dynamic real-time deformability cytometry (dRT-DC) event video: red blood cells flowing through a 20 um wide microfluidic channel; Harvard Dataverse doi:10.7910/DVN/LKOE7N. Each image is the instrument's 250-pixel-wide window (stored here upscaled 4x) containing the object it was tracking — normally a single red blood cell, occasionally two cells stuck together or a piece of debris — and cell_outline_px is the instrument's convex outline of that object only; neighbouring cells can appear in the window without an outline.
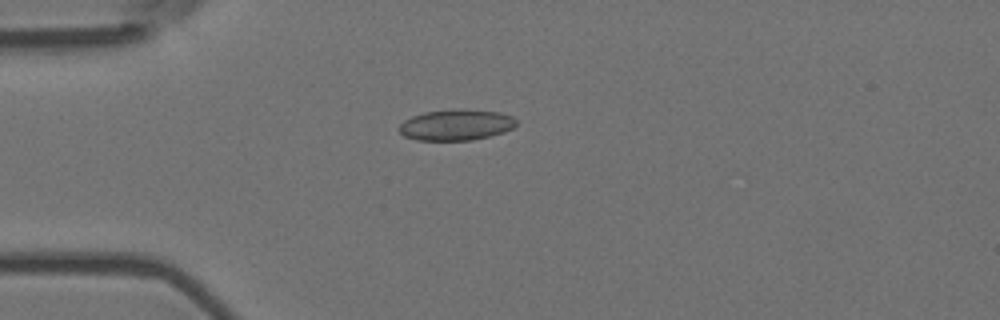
{"species": "Egyptian fruit bat (a non-hibernating species)", "species_latin": "Rousettus aegyptiacus", "temperature_condition": "room temperature", "stored_images_in_passage": 3, "camera_frame_rate_fps": 3000, "um_per_image_px": 0.085, "animal": {"sex": "female"}, "frame": {"image": 1, "passage_image": 3, "time_ms": 0.667, "image_size_px": [1000, 320], "cell_outline_px": [[516, 124], [512, 128], [504, 132], [472, 140], [416, 140], [404, 136], [396, 128], [404, 120], [412, 116], [424, 112], [500, 112], [512, 116], [516, 120]], "centroid_in_image_um": [38.72, 10.67], "position_along_channel_um": 46.3, "area_um2": 20.17}}